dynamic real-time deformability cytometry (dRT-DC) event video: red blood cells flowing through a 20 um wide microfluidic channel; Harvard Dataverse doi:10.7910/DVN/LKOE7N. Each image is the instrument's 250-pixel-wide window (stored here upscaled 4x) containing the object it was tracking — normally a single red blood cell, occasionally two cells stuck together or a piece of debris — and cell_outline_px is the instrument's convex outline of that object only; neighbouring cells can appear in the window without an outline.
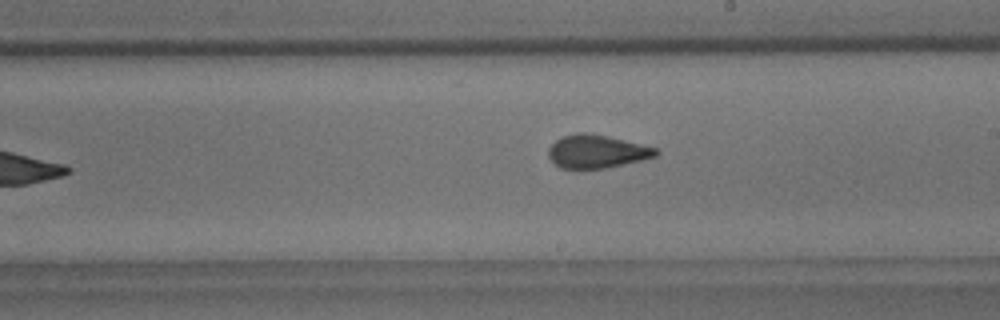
{"species": "common noctule bat (a hibernating species)", "species_latin": "Nyctalus noctula", "temperature_condition": "room temperature", "stored_images_in_passage": 10, "camera_frame_rate_fps": 3000, "um_per_image_px": 0.085, "animal": {"sex": "male", "body_mass_g": 18.8}, "frame": {"image": 1, "passage_image": 10, "time_ms": 10.333, "image_size_px": [1000, 320], "cell_outline_px": [[660, 152], [656, 156], [644, 160], [608, 168], [560, 168], [548, 156], [548, 148], [556, 140], [564, 136], [576, 132], [588, 132], [608, 136], [656, 148]], "centroid_in_image_um": [50.74, 12.87], "position_along_channel_um": 238.3, "area_um2": 20.81}}